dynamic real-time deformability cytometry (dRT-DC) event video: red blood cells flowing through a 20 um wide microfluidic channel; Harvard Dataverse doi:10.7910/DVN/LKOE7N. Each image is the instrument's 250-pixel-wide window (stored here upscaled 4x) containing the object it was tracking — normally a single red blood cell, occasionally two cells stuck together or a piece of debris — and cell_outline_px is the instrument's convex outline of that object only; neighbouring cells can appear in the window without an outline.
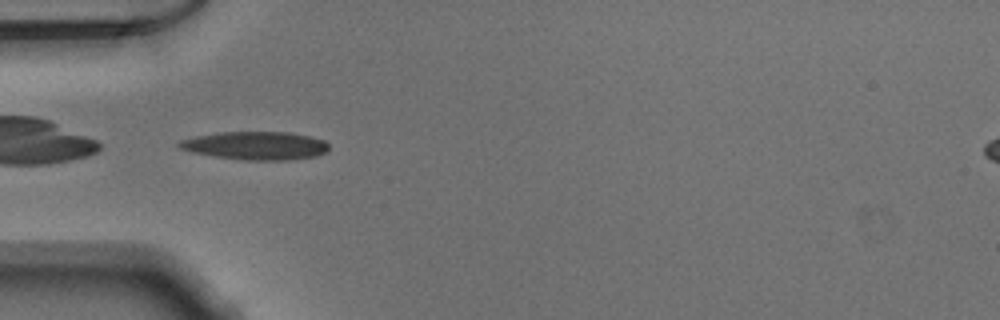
{"species": "Egyptian fruit bat (a non-hibernating species)", "species_latin": "Rousettus aegyptiacus", "temperature_condition": "warm", "stored_images_in_passage": 36, "camera_frame_rate_fps": 3000, "um_per_image_px": 0.085, "animal": {"sex": "male"}, "frame": {"image": 1, "passage_image": 1, "time_ms": 0.0, "image_size_px": [1000, 320], "cell_outline_px": [[328, 148], [324, 152], [316, 156], [288, 160], [244, 160], [212, 156], [192, 152], [180, 148], [176, 144], [180, 140], [196, 136], [220, 132], [288, 132], [308, 136], [324, 140], [328, 144]], "centroid_in_image_um": [21.7, 12.38], "position_along_channel_um": 63.3, "area_um2": 24.51}}
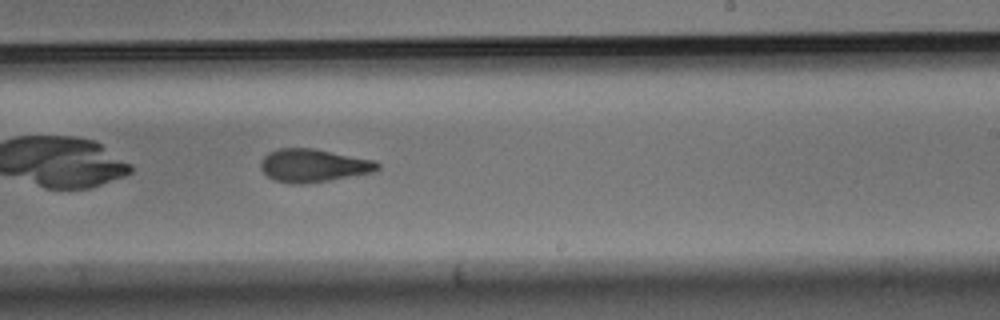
{"frame": {"image": 2, "passage_image": 16, "time_ms": 5.0, "image_size_px": [1000, 320], "cell_outline_px": [[380, 168], [372, 172], [328, 180], [304, 184], [288, 184], [272, 180], [260, 168], [260, 164], [264, 156], [268, 152], [280, 148], [312, 148], [376, 160], [380, 164]], "centroid_in_image_um": [26.62, 14.07], "position_along_channel_um": 262.4, "area_um2": 22.54}}
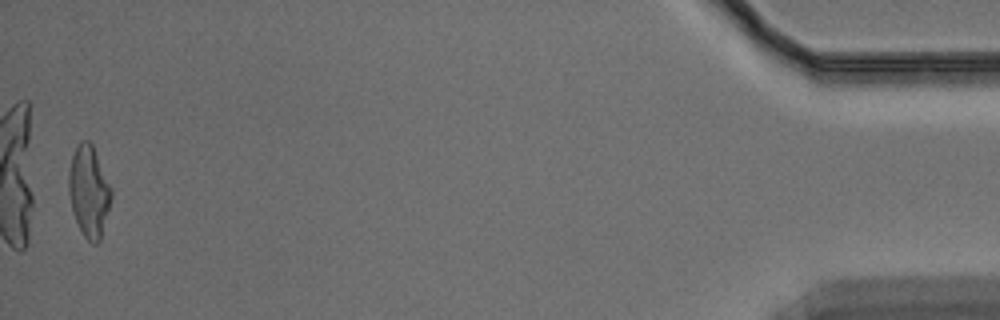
{"frame": {"image": 3, "passage_image": 35, "time_ms": 11.333, "image_size_px": [1000, 320], "cell_outline_px": [[112, 196], [100, 240], [96, 244], [92, 244], [84, 236], [72, 212], [68, 192], [68, 172], [72, 156], [80, 140], [88, 140], [92, 144], [112, 188]], "centroid_in_image_um": [7.55, 16.26], "position_along_channel_um": 427.7, "area_um2": 22.6}}